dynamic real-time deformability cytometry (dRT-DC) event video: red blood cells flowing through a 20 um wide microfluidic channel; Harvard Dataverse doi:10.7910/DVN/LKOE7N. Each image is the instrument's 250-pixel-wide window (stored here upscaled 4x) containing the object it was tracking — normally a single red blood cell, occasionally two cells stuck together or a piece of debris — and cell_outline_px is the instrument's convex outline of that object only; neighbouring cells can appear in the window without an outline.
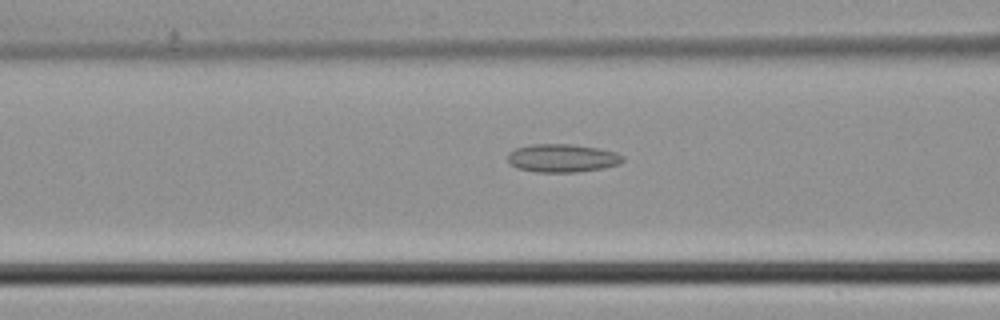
{"species": "common noctule bat (a hibernating species)", "species_latin": "Nyctalus noctula", "temperature_condition": "cold", "stored_images_in_passage": 13, "camera_frame_rate_fps": 3000, "um_per_image_px": 0.085, "animal": {"sex": "male", "body_mass_g": 21.5, "forearm_length_mm": 52.0}, "frame": {"image": 1, "passage_image": 11, "time_ms": 3.333, "image_size_px": [1000, 320], "cell_outline_px": [[624, 160], [620, 164], [600, 168], [576, 172], [536, 172], [516, 168], [508, 160], [508, 152], [516, 148], [532, 144], [572, 144], [596, 148], [616, 152], [624, 156]], "centroid_in_image_um": [47.79, 13.44], "position_along_channel_um": 118.8, "area_um2": 18.84}}